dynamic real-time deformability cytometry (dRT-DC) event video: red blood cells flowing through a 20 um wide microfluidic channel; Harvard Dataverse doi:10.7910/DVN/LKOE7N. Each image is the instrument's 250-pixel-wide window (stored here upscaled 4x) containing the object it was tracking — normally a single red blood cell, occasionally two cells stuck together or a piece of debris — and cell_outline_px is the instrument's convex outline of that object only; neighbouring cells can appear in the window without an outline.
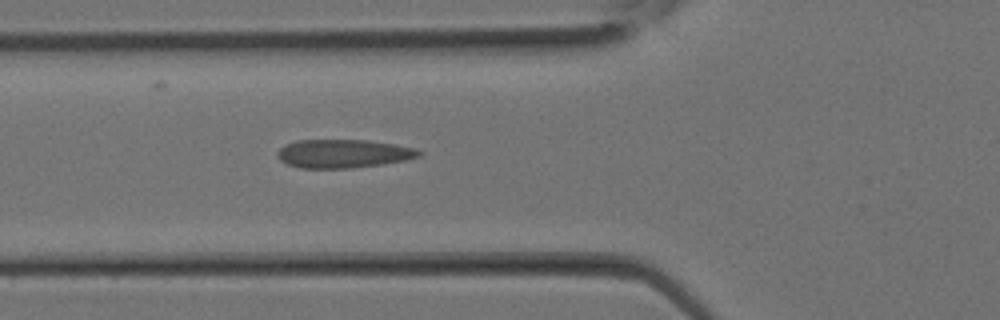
{"species": "Egyptian fruit bat (a non-hibernating species)", "species_latin": "Rousettus aegyptiacus", "temperature_condition": "room temperature", "stored_images_in_passage": 2, "camera_frame_rate_fps": 3000, "um_per_image_px": 0.085, "animal": {"sex": "female"}, "frame": {"image": 1, "passage_image": 2, "time_ms": 0.333, "image_size_px": [1000, 320], "cell_outline_px": [[424, 152], [420, 156], [404, 160], [384, 164], [352, 168], [300, 168], [288, 164], [280, 160], [276, 156], [276, 152], [284, 144], [296, 140], [368, 140], [396, 144], [416, 148]], "centroid_in_image_um": [29.18, 13.05], "position_along_channel_um": 96.6, "area_um2": 23.76}}